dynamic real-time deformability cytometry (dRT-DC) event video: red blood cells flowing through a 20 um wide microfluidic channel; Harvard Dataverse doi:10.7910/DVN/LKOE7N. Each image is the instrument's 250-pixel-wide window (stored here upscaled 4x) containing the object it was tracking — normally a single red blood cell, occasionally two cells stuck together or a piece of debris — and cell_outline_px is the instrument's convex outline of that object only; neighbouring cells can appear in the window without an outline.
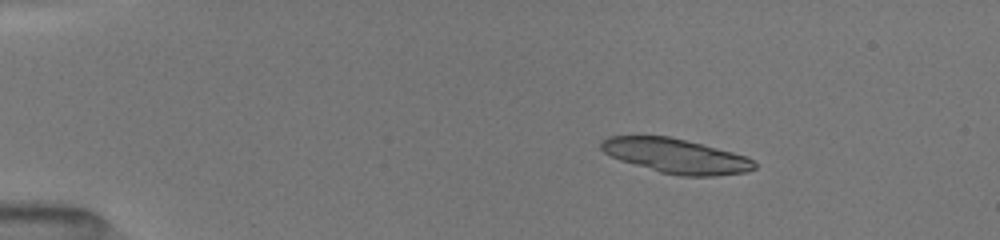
{"species": "common noctule bat (a hibernating species)", "species_latin": "Nyctalus noctula", "temperature_condition": "room temperature", "stored_images_in_passage": 52, "segment_of_instrument_passage": [1, 2], "camera_frame_rate_fps": 3000, "um_per_image_px": 0.085, "animal": {"sex": "female", "body_mass_g": 19.5, "forearm_length_mm": 54.1}, "frame": {"image": 1, "passage_image": 17, "time_ms": 2.667, "image_size_px": [1000, 240], "cell_outline_px": [[756, 168], [748, 172], [712, 176], [680, 176], [660, 172], [620, 160], [604, 152], [600, 148], [600, 140], [608, 136], [668, 136], [732, 152], [744, 156], [752, 160], [756, 164]], "centroid_in_image_um": [57.43, 13.26], "position_along_channel_um": 27.6, "area_um2": 30.58}}